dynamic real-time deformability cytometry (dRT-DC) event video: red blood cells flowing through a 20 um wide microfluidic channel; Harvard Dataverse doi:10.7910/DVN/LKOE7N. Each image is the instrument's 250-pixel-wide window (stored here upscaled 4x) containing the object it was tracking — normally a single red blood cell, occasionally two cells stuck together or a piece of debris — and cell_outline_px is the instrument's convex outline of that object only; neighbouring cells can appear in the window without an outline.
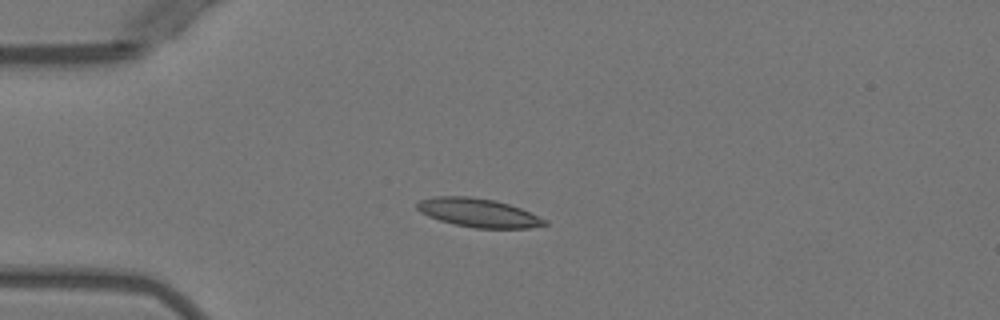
{"species": "Egyptian fruit bat (a non-hibernating species)", "species_latin": "Rousettus aegyptiacus", "temperature_condition": "warm", "stored_images_in_passage": 6, "camera_frame_rate_fps": 3000, "um_per_image_px": 0.085, "animal": {"sex": "female"}, "frame": {"image": 1, "passage_image": 4, "time_ms": 3.667, "image_size_px": [1000, 320], "cell_outline_px": [[548, 224], [528, 228], [476, 228], [456, 224], [440, 220], [428, 216], [420, 212], [416, 208], [416, 204], [420, 200], [432, 196], [468, 196], [496, 200], [520, 208], [548, 220]], "centroid_in_image_um": [40.65, 18.07], "position_along_channel_um": 44.3, "area_um2": 21.27}}
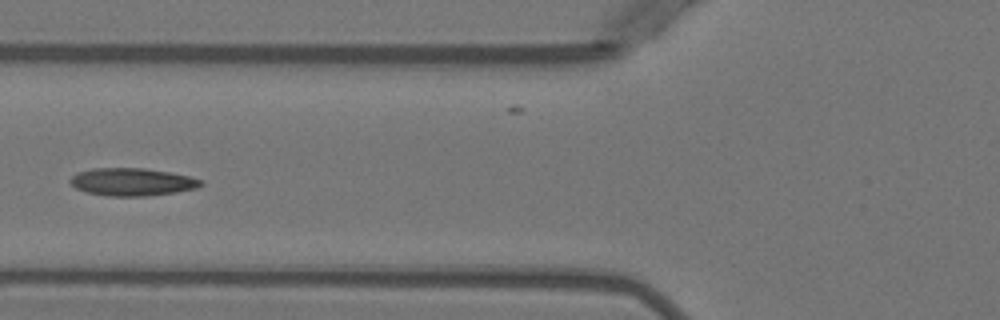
{"frame": {"image": 2, "passage_image": 6, "time_ms": 6.0, "image_size_px": [1000, 320], "cell_outline_px": [[204, 184], [196, 188], [176, 192], [144, 196], [108, 196], [84, 192], [76, 188], [68, 180], [76, 172], [92, 168], [144, 168], [168, 172], [188, 176], [200, 180]], "centroid_in_image_um": [11.17, 15.46], "position_along_channel_um": 114.6, "area_um2": 21.04}}